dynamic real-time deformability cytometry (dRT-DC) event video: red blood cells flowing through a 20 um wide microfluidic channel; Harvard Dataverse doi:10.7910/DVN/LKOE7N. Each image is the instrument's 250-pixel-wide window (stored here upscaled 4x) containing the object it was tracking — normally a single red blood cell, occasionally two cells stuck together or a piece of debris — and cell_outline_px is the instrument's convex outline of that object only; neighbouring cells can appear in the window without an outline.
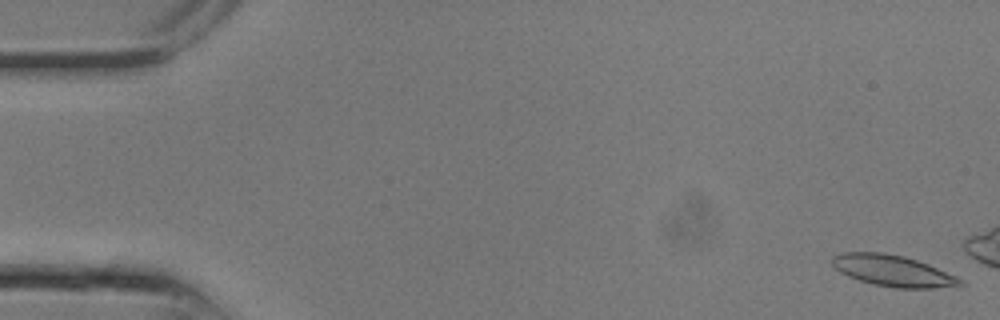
{"species": "common noctule bat (a hibernating species)", "species_latin": "Nyctalus noctula", "temperature_condition": "room temperature", "stored_images_in_passage": 7, "camera_frame_rate_fps": 3000, "um_per_image_px": 0.085, "animal": {"sex": "male", "body_mass_g": 13.3}, "frame": {"image": 1, "passage_image": 1, "time_ms": 0.0, "image_size_px": [1000, 320], "cell_outline_px": [[964, 284], [932, 288], [896, 288], [876, 284], [860, 280], [848, 276], [840, 272], [832, 264], [832, 256], [844, 252], [884, 252], [904, 256], [928, 264], [956, 276], [964, 280]], "centroid_in_image_um": [75.88, 23.0], "position_along_channel_um": 9.1, "area_um2": 23.06}}